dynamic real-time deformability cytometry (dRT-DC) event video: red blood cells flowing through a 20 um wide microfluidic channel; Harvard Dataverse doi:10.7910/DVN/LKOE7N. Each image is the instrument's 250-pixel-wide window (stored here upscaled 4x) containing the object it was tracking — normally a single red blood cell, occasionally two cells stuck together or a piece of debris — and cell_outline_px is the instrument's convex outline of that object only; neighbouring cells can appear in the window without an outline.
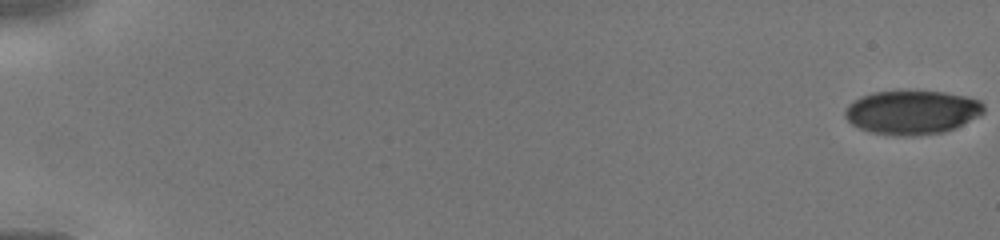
{"species": "human", "species_latin": "Homo sapiens", "temperature_condition": "cold", "stored_images_in_passage": 60, "camera_frame_rate_fps": 3000, "um_per_image_px": 0.085, "donor": {"sex": "male"}, "frame": {"image": 1, "passage_image": 1, "time_ms": 0.0, "image_size_px": [1000, 240], "cell_outline_px": [[984, 112], [956, 128], [944, 132], [912, 136], [900, 136], [868, 132], [852, 124], [844, 116], [844, 108], [852, 100], [860, 96], [876, 92], [944, 92], [968, 96], [980, 100], [984, 104]], "centroid_in_image_um": [77.5, 9.55], "position_along_channel_um": 7.5, "area_um2": 35.55}}
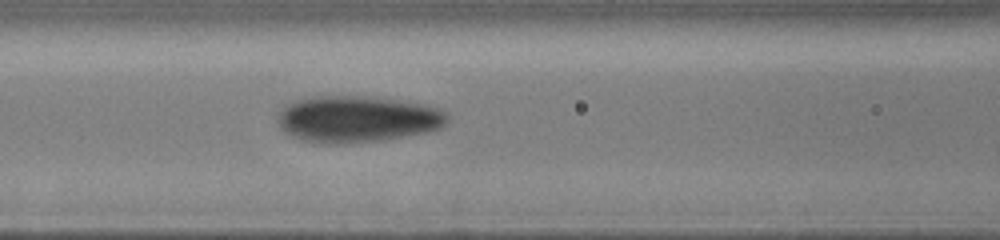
{"frame": {"image": 2, "passage_image": 29, "time_ms": 7.0, "image_size_px": [1000, 240], "cell_outline_px": [[448, 120], [440, 128], [428, 132], [380, 140], [344, 144], [328, 144], [300, 140], [284, 132], [280, 128], [276, 120], [284, 104], [296, 100], [316, 96], [360, 96], [396, 100], [428, 104], [448, 112]], "centroid_in_image_um": [30.35, 10.12], "position_along_channel_um": 136.3, "area_um2": 46.3}}
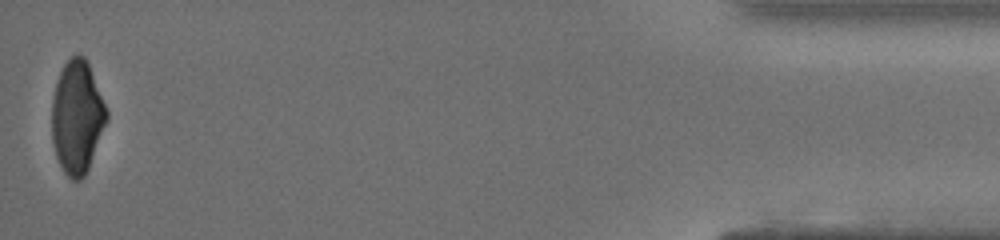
{"frame": {"image": 3, "passage_image": 60, "time_ms": 15.0, "image_size_px": [1000, 240], "cell_outline_px": [[108, 120], [88, 168], [84, 176], [80, 180], [72, 180], [64, 172], [56, 156], [52, 140], [52, 100], [56, 84], [60, 72], [64, 64], [76, 52], [84, 56], [88, 64], [108, 112]], "centroid_in_image_um": [6.55, 9.95], "position_along_channel_um": 428.7, "area_um2": 35.78}}